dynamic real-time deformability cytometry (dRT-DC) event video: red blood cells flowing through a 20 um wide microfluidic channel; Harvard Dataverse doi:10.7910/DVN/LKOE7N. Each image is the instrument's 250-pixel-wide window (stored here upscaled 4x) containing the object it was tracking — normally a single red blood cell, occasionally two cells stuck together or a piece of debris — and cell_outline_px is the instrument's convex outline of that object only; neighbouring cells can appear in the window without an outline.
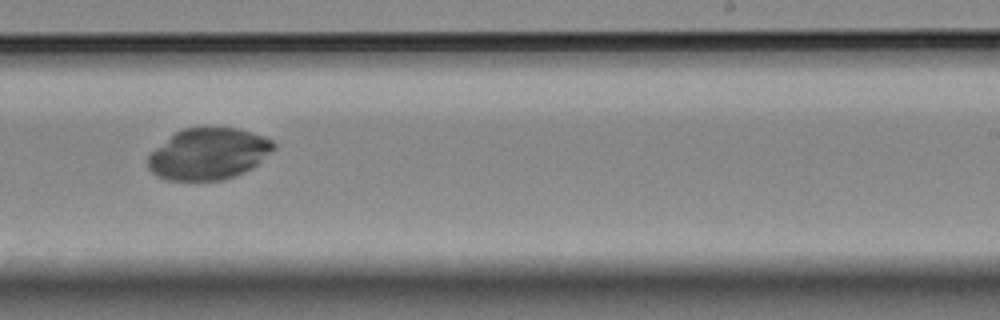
{"species": "Egyptian fruit bat (a non-hibernating species)", "species_latin": "Rousettus aegyptiacus", "temperature_condition": "room temperature", "stored_images_in_passage": 11, "camera_frame_rate_fps": 3000, "um_per_image_px": 0.085, "animal": {"sex": "female"}, "frame": {"image": 1, "passage_image": 10, "time_ms": 3.0, "image_size_px": [1000, 320], "cell_outline_px": [[276, 148], [252, 168], [236, 176], [224, 180], [164, 180], [156, 176], [148, 168], [148, 156], [156, 148], [176, 132], [184, 128], [240, 128], [264, 136], [272, 140], [276, 144]], "centroid_in_image_um": [17.74, 13.09], "position_along_channel_um": 271.3, "area_um2": 37.69}}